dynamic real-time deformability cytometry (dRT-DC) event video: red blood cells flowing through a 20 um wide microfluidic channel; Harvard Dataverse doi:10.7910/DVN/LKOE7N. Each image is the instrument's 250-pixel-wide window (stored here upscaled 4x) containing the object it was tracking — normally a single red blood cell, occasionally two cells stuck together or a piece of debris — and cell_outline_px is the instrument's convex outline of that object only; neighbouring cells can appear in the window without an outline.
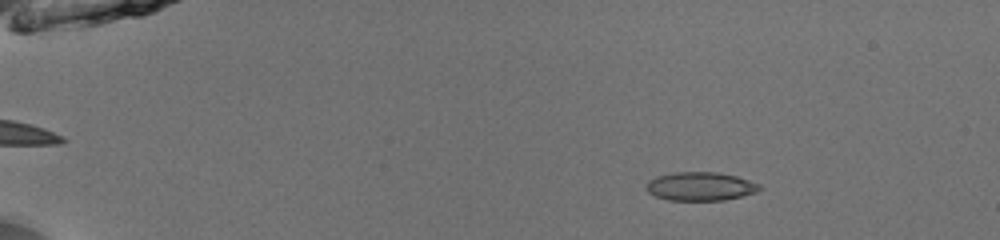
{"species": "common noctule bat (a hibernating species)", "species_latin": "Nyctalus noctula", "temperature_condition": "room temperature", "stored_images_in_passage": 47, "camera_frame_rate_fps": 3000, "um_per_image_px": 0.085, "animal": {"sex": "male", "body_mass_g": 13.0, "forearm_length_mm": 53.1}, "frame": {"image": 1, "passage_image": 4, "time_ms": 1.0, "image_size_px": [1000, 240], "cell_outline_px": [[764, 188], [756, 192], [724, 200], [668, 200], [656, 196], [648, 192], [648, 180], [656, 176], [672, 172], [716, 172], [736, 176], [760, 184]], "centroid_in_image_um": [59.55, 15.83], "position_along_channel_um": 25.5, "area_um2": 18.79}}
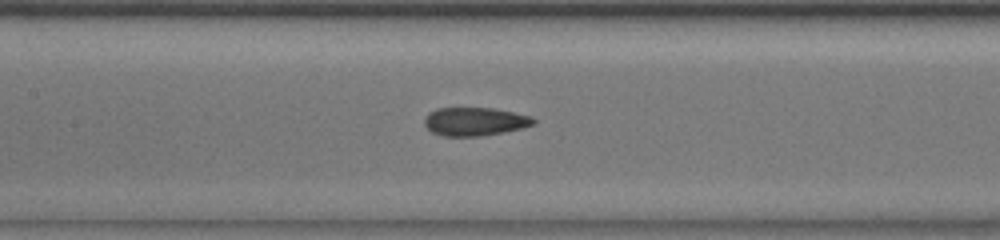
{"frame": {"image": 2, "passage_image": 22, "time_ms": 7.0, "image_size_px": [1000, 240], "cell_outline_px": [[536, 124], [504, 132], [480, 136], [444, 136], [432, 132], [424, 124], [424, 120], [428, 112], [436, 108], [492, 108], [532, 116], [536, 120]], "centroid_in_image_um": [40.35, 10.32], "position_along_channel_um": 167.0, "area_um2": 18.03}}
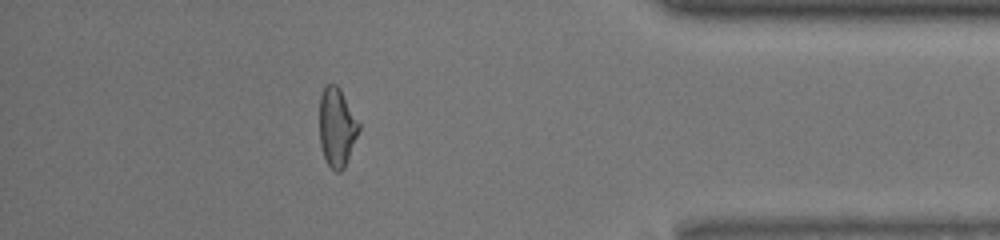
{"frame": {"image": 3, "passage_image": 42, "time_ms": 13.667, "image_size_px": [1000, 240], "cell_outline_px": [[360, 128], [344, 168], [340, 172], [336, 172], [328, 164], [324, 156], [320, 144], [320, 96], [324, 88], [328, 84], [336, 84], [340, 88], [360, 124]], "centroid_in_image_um": [28.63, 10.8], "position_along_channel_um": 406.6, "area_um2": 17.86}, "authors_computed_cell_mechanics": {"area_um2": 18.5538, "velocity_mm_per_s": 3.9858, "shape_relaxation_time_tau1_ms": 10.8119, "shape_relaxation_time_tau2_ms": 3.0187, "deformation_change_tau1": 0.2084, "deformation_change_tau2": 0.053}}